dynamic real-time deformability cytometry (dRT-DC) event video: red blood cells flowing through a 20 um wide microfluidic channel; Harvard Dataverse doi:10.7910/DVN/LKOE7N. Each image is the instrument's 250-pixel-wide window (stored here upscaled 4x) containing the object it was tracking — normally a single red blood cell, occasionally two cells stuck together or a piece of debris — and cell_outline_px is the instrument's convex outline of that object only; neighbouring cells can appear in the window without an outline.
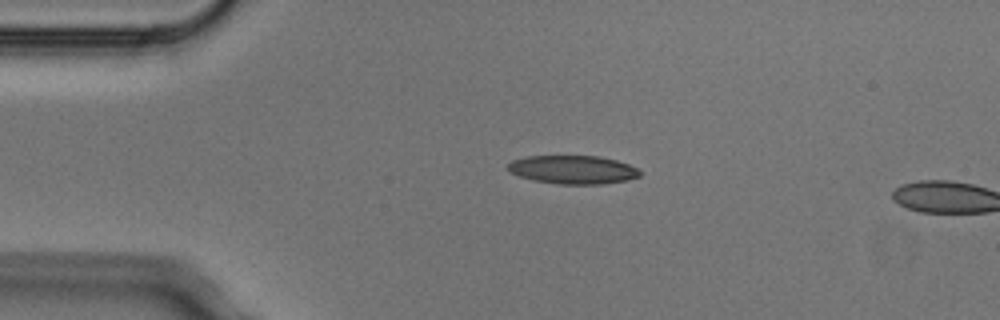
{"species": "Egyptian fruit bat (a non-hibernating species)", "species_latin": "Rousettus aegyptiacus", "temperature_condition": "cold", "stored_images_in_passage": 3, "camera_frame_rate_fps": 3000, "um_per_image_px": 0.085, "animal": {"sex": "male"}, "frame": {"image": 1, "passage_image": 2, "time_ms": 0.333, "image_size_px": [1000, 320], "cell_outline_px": [[640, 176], [628, 180], [604, 184], [560, 184], [532, 180], [520, 176], [512, 172], [508, 168], [508, 164], [512, 160], [524, 156], [600, 156], [616, 160], [628, 164], [636, 168], [640, 172]], "centroid_in_image_um": [48.71, 14.42], "position_along_channel_um": 36.3, "area_um2": 21.85}}